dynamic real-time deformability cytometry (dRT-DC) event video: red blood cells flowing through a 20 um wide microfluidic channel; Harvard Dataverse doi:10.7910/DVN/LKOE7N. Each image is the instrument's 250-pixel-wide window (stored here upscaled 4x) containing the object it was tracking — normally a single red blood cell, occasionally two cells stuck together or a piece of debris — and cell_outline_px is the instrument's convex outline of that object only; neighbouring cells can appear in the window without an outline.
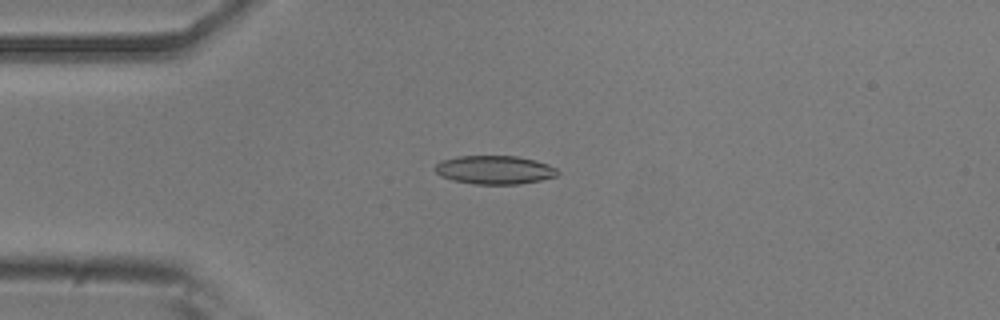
{"species": "common noctule bat (a hibernating species)", "species_latin": "Nyctalus noctula", "temperature_condition": "room temperature", "stored_images_in_passage": 34, "camera_frame_rate_fps": 3000, "um_per_image_px": 0.085, "animal": {"sex": "male", "body_mass_g": 20.5, "forearm_length_mm": 52.5}, "frame": {"image": 1, "passage_image": 1, "time_ms": 0.0, "image_size_px": [1000, 320], "cell_outline_px": [[560, 172], [556, 176], [540, 180], [520, 184], [472, 184], [452, 180], [440, 176], [432, 168], [440, 160], [456, 156], [516, 156], [536, 160], [548, 164], [556, 168]], "centroid_in_image_um": [42.0, 14.43], "position_along_channel_um": 43.0, "area_um2": 20.63}}
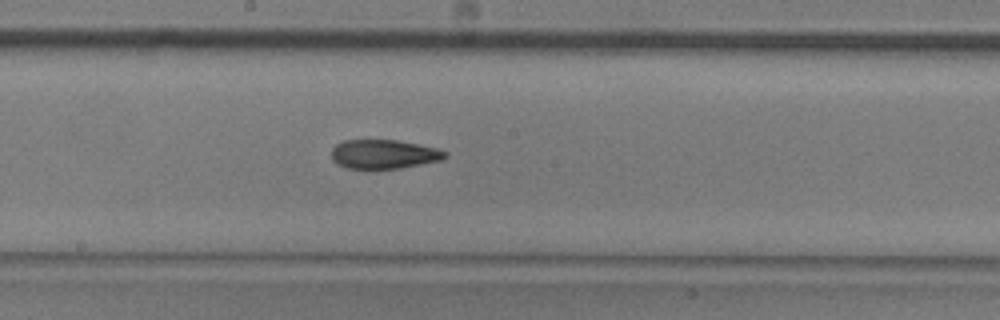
{"frame": {"image": 2, "passage_image": 16, "time_ms": 5.0, "image_size_px": [1000, 320], "cell_outline_px": [[448, 156], [440, 160], [400, 168], [348, 168], [336, 164], [332, 160], [332, 148], [336, 144], [344, 140], [396, 140], [436, 148], [448, 152]], "centroid_in_image_um": [32.6, 13.1], "position_along_channel_um": 215.6, "area_um2": 19.07}}
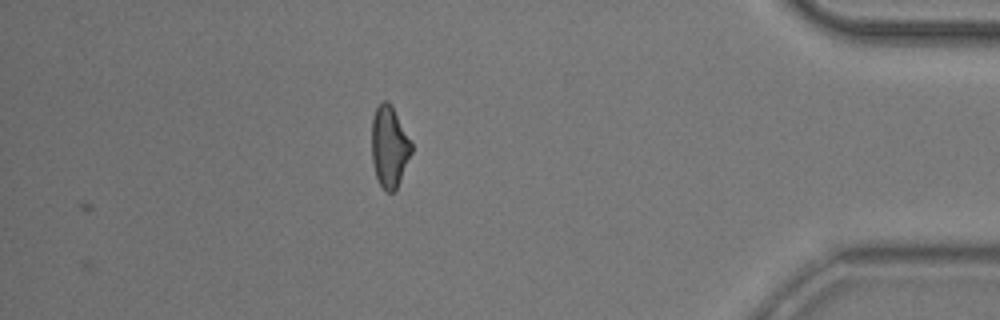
{"frame": {"image": 3, "passage_image": 34, "time_ms": 11.0, "image_size_px": [1000, 320], "cell_outline_px": [[412, 152], [396, 192], [384, 192], [376, 176], [372, 160], [372, 120], [376, 108], [384, 100], [388, 100], [392, 104], [412, 144]], "centroid_in_image_um": [33.1, 12.49], "position_along_channel_um": 402.1, "area_um2": 18.96}, "authors_computed_cell_mechanics": {"area_um2": 19.7098, "velocity_mm_per_s": 3.822, "shape_relaxation_time_tau1_ms": 7.4857, "shape_relaxation_time_tau2_ms": 2.2587, "deformation_change_tau1": 0.166, "deformation_change_tau2": 0.1026}}